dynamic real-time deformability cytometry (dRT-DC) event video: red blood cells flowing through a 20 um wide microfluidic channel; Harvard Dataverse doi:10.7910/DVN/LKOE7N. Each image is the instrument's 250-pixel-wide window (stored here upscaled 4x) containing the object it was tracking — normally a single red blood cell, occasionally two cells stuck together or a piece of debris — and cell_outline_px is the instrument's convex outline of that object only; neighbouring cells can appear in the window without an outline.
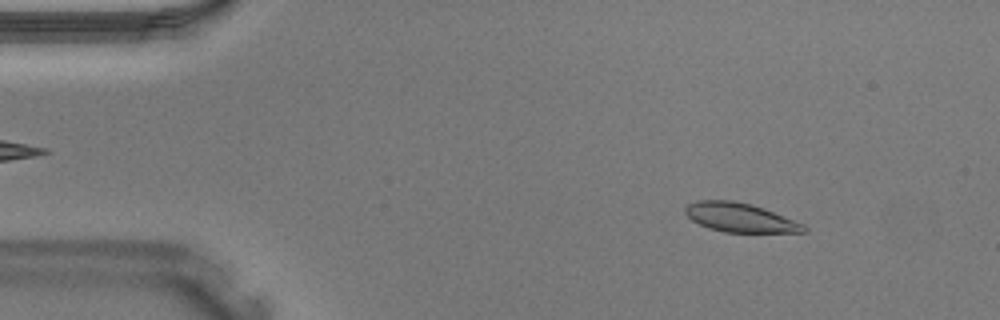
{"species": "Egyptian fruit bat (a non-hibernating species)", "species_latin": "Rousettus aegyptiacus", "temperature_condition": "warm", "stored_images_in_passage": 40, "camera_frame_rate_fps": 3000, "um_per_image_px": 0.085, "animal": {"sex": "male"}, "frame": {"image": 1, "passage_image": 5, "time_ms": 1.333, "image_size_px": [1000, 320], "cell_outline_px": [[808, 232], [724, 232], [708, 228], [692, 220], [684, 212], [684, 208], [688, 204], [696, 200], [732, 200], [752, 204], [764, 208], [804, 224], [808, 228]], "centroid_in_image_um": [62.9, 18.49], "position_along_channel_um": 22.1, "area_um2": 20.11}}
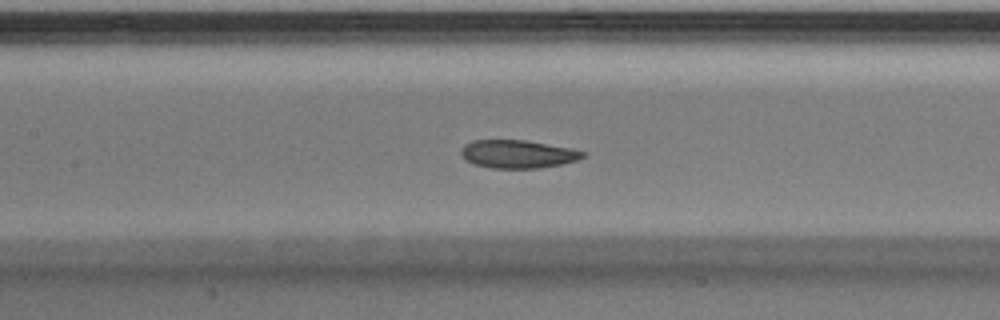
{"frame": {"image": 2, "passage_image": 18, "time_ms": 5.667, "image_size_px": [1000, 320], "cell_outline_px": [[584, 156], [576, 160], [560, 164], [540, 168], [492, 168], [476, 164], [464, 160], [460, 156], [460, 148], [464, 144], [472, 140], [524, 140], [572, 148], [584, 152]], "centroid_in_image_um": [43.94, 13.09], "position_along_channel_um": 163.5, "area_um2": 19.94}}
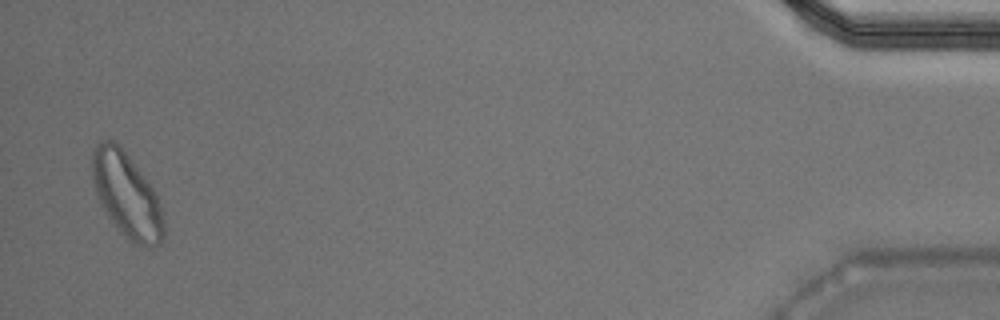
{"frame": {"image": 3, "passage_image": 39, "time_ms": 12.667, "image_size_px": [1000, 320], "cell_outline_px": [[164, 236], [160, 244], [152, 248], [148, 248], [132, 244], [120, 232], [108, 216], [100, 204], [96, 196], [92, 180], [92, 156], [96, 144], [104, 140], [112, 140], [128, 156], [144, 176], [152, 188], [156, 196], [160, 208], [164, 224]], "centroid_in_image_um": [10.75, 16.65], "position_along_channel_um": 424.4, "area_um2": 35.08}}